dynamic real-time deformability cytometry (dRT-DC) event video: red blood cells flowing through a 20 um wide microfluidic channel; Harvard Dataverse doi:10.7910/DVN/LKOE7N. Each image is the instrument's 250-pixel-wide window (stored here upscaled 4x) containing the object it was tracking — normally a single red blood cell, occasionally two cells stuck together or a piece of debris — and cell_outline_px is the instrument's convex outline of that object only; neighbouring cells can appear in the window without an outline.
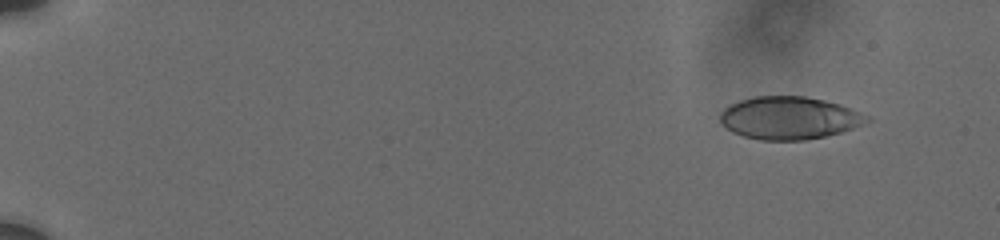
{"species": "human", "species_latin": "Homo sapiens", "temperature_condition": "cold", "stored_images_in_passage": 17, "camera_frame_rate_fps": 3000, "um_per_image_px": 0.085, "donor": {"sex": "male"}, "frame": {"image": 1, "passage_image": 1, "time_ms": 0.0, "image_size_px": [1000, 240], "cell_outline_px": [[872, 120], [852, 128], [840, 132], [824, 136], [804, 140], [760, 140], [744, 136], [732, 132], [720, 120], [720, 112], [724, 108], [740, 100], [756, 96], [804, 96], [824, 100], [840, 104], [860, 112], [868, 116]], "centroid_in_image_um": [67.08, 10.02], "position_along_channel_um": 17.9, "area_um2": 36.24}}
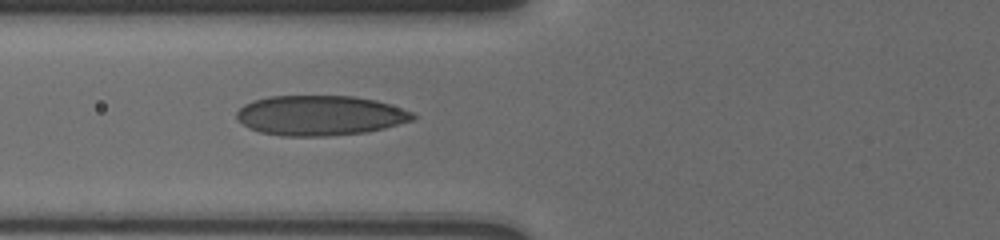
{"frame": {"image": 2, "passage_image": 15, "time_ms": 6.333, "image_size_px": [1000, 240], "cell_outline_px": [[416, 116], [412, 120], [384, 128], [368, 132], [324, 136], [280, 136], [260, 132], [248, 128], [236, 120], [236, 112], [244, 104], [252, 100], [268, 96], [352, 96], [376, 100], [412, 112]], "centroid_in_image_um": [27.14, 9.81], "position_along_channel_um": 98.7, "area_um2": 41.15}}
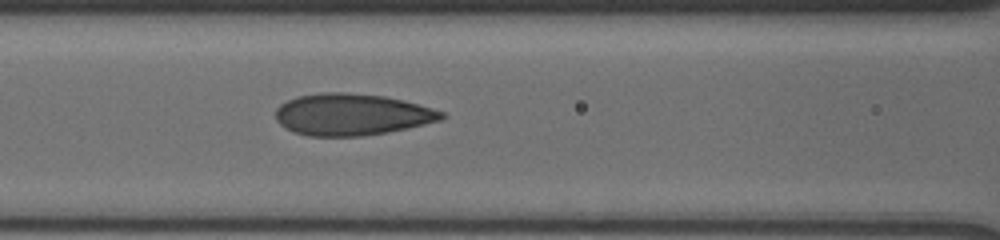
{"frame": {"image": 3, "passage_image": 17, "time_ms": 7.333, "image_size_px": [1000, 240], "cell_outline_px": [[448, 116], [440, 120], [408, 128], [388, 132], [364, 136], [308, 136], [292, 132], [280, 124], [276, 120], [276, 108], [280, 104], [296, 96], [324, 92], [348, 92], [384, 96], [404, 100], [432, 108], [444, 112]], "centroid_in_image_um": [29.89, 9.73], "position_along_channel_um": 136.7, "area_um2": 40.58}}